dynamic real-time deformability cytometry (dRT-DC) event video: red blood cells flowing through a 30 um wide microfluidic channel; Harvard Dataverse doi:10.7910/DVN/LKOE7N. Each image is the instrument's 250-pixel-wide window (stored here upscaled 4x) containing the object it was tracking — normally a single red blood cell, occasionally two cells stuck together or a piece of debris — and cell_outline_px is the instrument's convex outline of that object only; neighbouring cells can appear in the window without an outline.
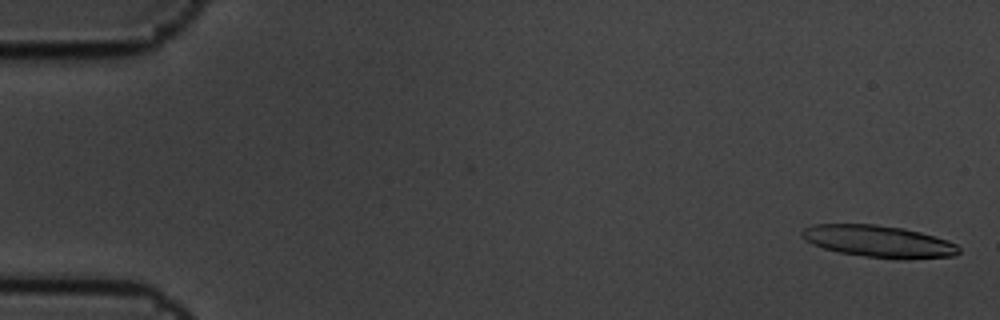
{"species": "common noctule bat (a hibernating species)", "species_latin": "Nyctalus noctula", "temperature_condition": "cold", "stored_images_in_passage": 3, "camera_frame_rate_fps": 3000, "um_per_image_px": 0.085, "animal": {"sex": "male", "body_mass_g": 19.5, "forearm_length_mm": 54.6}, "frame": {"image": 1, "passage_image": 1, "time_ms": 0.0, "image_size_px": [1000, 320], "cell_outline_px": [[960, 252], [956, 256], [908, 260], [896, 260], [864, 256], [840, 252], [824, 248], [812, 244], [804, 240], [800, 236], [800, 232], [804, 228], [816, 224], [876, 224], [904, 228], [920, 232], [948, 240], [956, 244], [960, 248]], "centroid_in_image_um": [74.72, 20.53], "position_along_channel_um": 10.3, "area_um2": 29.65}}